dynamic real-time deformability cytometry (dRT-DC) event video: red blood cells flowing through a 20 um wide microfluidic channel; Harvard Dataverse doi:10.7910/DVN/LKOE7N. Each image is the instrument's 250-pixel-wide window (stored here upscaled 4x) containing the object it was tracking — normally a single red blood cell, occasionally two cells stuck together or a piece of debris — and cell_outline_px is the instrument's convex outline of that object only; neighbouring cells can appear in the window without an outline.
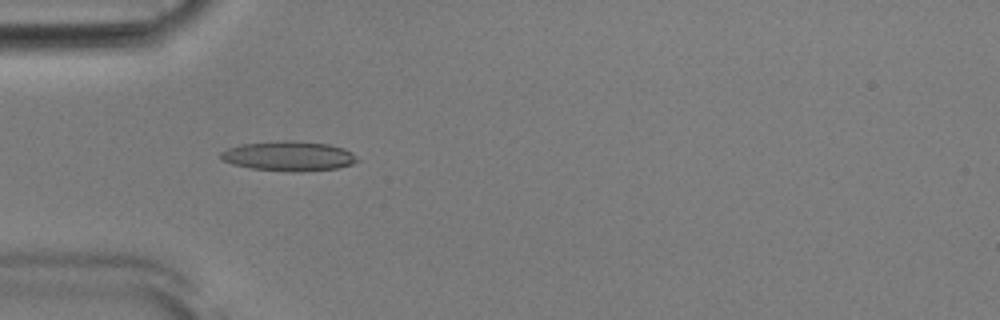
{"species": "Egyptian fruit bat (a non-hibernating species)", "species_latin": "Rousettus aegyptiacus", "temperature_condition": "room temperature", "stored_images_in_passage": 52, "camera_frame_rate_fps": 3000, "um_per_image_px": 0.085, "animal": {"sex": "male"}, "frame": {"image": 1, "passage_image": 16, "time_ms": 5.0, "image_size_px": [1000, 320], "cell_outline_px": [[360, 160], [352, 164], [336, 168], [296, 172], [292, 172], [248, 168], [232, 164], [220, 160], [220, 152], [228, 148], [240, 144], [284, 140], [292, 140], [328, 144], [344, 148], [352, 152]], "centroid_in_image_um": [24.52, 13.26], "position_along_channel_um": 60.5, "area_um2": 23.87}}
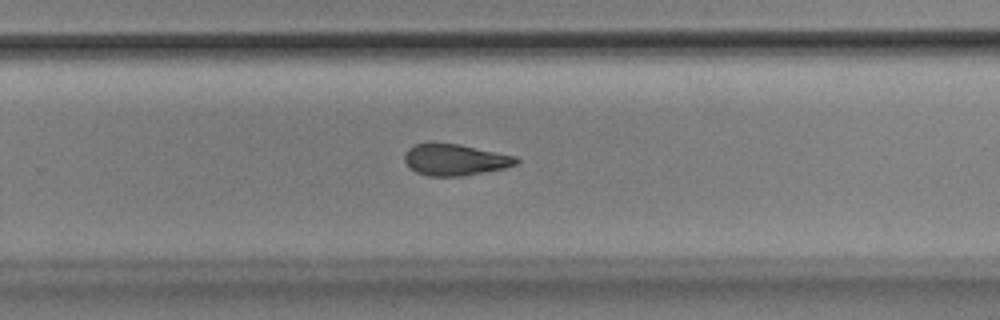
{"frame": {"image": 2, "passage_image": 34, "time_ms": 11.0, "image_size_px": [1000, 320], "cell_outline_px": [[520, 160], [516, 164], [504, 168], [460, 176], [428, 176], [416, 172], [408, 168], [404, 160], [404, 152], [412, 144], [428, 140], [432, 140], [460, 144], [516, 156]], "centroid_in_image_um": [38.58, 13.53], "position_along_channel_um": 291.2, "area_um2": 21.1}}
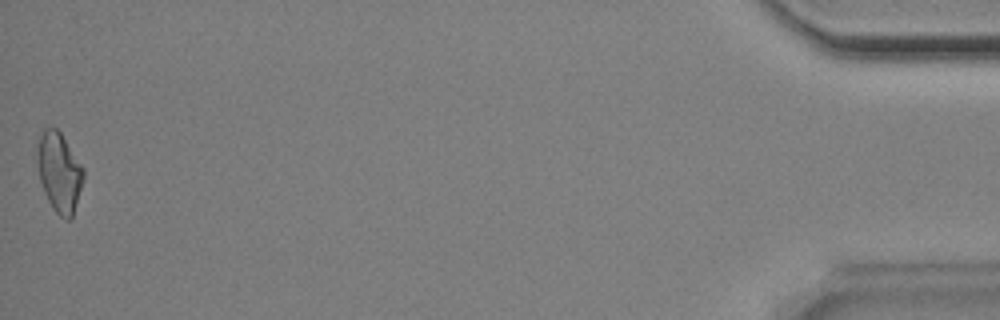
{"frame": {"image": 3, "passage_image": 52, "time_ms": 17.0, "image_size_px": [1000, 320], "cell_outline_px": [[84, 176], [72, 216], [68, 220], [64, 220], [52, 208], [44, 192], [40, 180], [36, 152], [40, 136], [44, 128], [56, 128], [60, 132], [84, 168]], "centroid_in_image_um": [5.03, 14.64], "position_along_channel_um": 430.2, "area_um2": 21.1}, "authors_computed_cell_mechanics": {"area_um2": 21.3571, "velocity_mm_per_s": 3.894, "shape_relaxation_time_tau1_ms": 6.932, "shape_relaxation_time_tau2_ms": 3.5335, "deformation_change_tau1": 0.1731, "deformation_change_tau2": 0.1169}}